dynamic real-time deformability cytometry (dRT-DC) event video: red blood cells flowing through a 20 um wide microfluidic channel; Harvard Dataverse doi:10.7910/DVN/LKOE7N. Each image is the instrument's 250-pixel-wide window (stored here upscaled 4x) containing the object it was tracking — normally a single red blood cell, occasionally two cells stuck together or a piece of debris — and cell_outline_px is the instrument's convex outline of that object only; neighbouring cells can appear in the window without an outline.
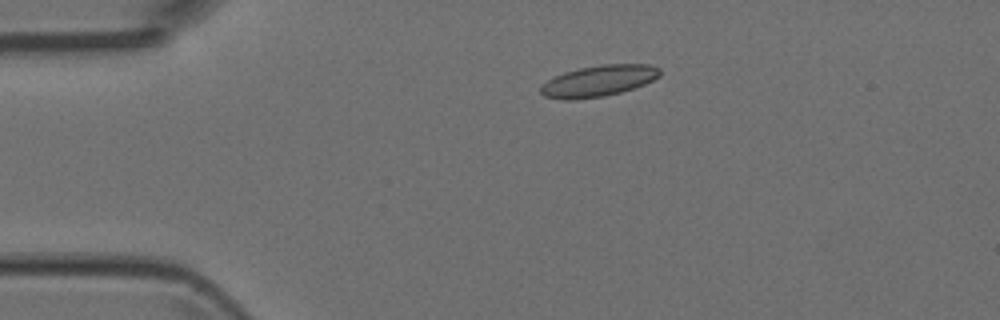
{"species": "Egyptian fruit bat (a non-hibernating species)", "species_latin": "Rousettus aegyptiacus", "temperature_condition": "room temperature", "stored_images_in_passage": 2, "camera_frame_rate_fps": 3000, "um_per_image_px": 0.085, "animal": {"sex": "female"}, "frame": {"image": 1, "passage_image": 1, "time_ms": 0.0, "image_size_px": [1000, 320], "cell_outline_px": [[660, 76], [644, 84], [620, 92], [604, 96], [572, 100], [564, 100], [544, 96], [540, 92], [540, 84], [564, 72], [580, 68], [604, 64], [648, 64], [660, 68]], "centroid_in_image_um": [50.85, 6.88], "position_along_channel_um": 34.1, "area_um2": 21.56}}